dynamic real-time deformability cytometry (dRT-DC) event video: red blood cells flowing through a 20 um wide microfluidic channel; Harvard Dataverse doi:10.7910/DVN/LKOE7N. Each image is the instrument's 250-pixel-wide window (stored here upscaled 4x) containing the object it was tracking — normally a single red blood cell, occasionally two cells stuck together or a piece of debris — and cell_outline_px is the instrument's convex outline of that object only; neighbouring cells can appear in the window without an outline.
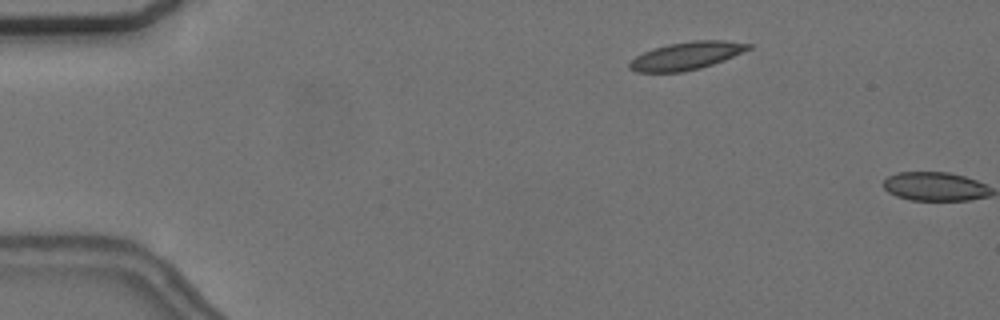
{"species": "common noctule bat (a hibernating species)", "species_latin": "Nyctalus noctula", "temperature_condition": "cold", "stored_images_in_passage": 3, "camera_frame_rate_fps": 3000, "um_per_image_px": 0.085, "animal": {"sex": "female", "body_mass_g": 24.6, "forearm_length_mm": 56.2}, "frame": {"image": 1, "passage_image": 2, "time_ms": 1.0, "image_size_px": [1000, 320], "cell_outline_px": [[752, 48], [724, 60], [700, 68], [684, 72], [636, 72], [628, 68], [628, 64], [636, 56], [652, 48], [668, 44], [692, 40], [724, 40], [752, 44]], "centroid_in_image_um": [58.34, 4.74], "position_along_channel_um": 26.7, "area_um2": 19.31}}